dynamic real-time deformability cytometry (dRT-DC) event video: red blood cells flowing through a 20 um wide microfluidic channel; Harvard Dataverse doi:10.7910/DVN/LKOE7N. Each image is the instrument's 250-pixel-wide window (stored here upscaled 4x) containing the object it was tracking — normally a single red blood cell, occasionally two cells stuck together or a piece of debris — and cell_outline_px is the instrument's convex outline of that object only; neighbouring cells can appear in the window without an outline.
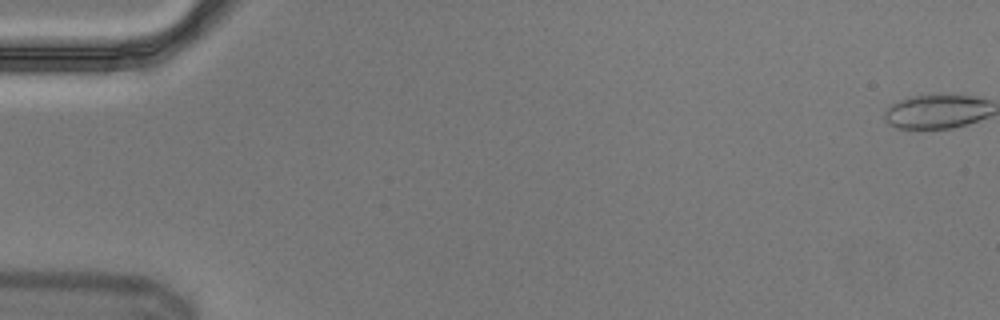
{"species": "Egyptian fruit bat (a non-hibernating species)", "species_latin": "Rousettus aegyptiacus", "temperature_condition": "cold", "stored_images_in_passage": 18, "camera_frame_rate_fps": 3000, "um_per_image_px": 0.085, "animal": {"sex": "male"}, "frame": {"image": 1, "passage_image": 1, "time_ms": 0.0, "image_size_px": [1000, 320], "cell_outline_px": [[984, 116], [960, 124], [940, 128], [912, 128], [904, 104], [912, 100], [936, 96], [948, 96], [980, 100]], "centroid_in_image_um": [80.11, 9.48], "position_along_channel_um": 4.9, "area_um2": 14.62}}